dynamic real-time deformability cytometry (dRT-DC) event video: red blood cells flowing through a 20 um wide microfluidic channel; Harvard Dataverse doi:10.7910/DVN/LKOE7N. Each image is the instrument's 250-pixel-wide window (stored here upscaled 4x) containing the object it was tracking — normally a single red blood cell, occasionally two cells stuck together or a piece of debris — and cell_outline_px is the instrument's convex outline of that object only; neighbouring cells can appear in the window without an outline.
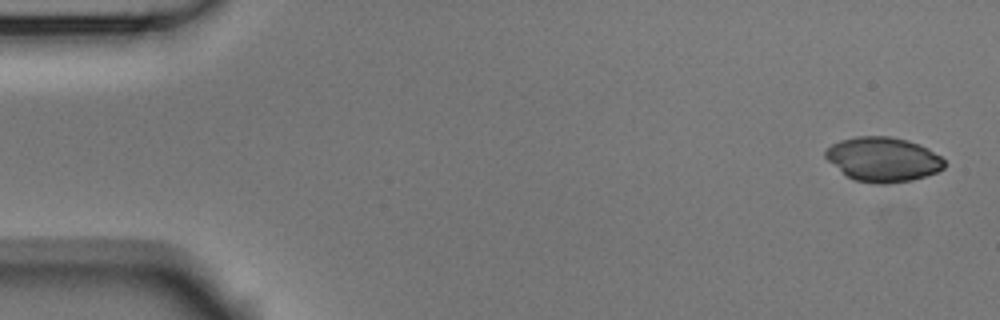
{"species": "Egyptian fruit bat (a non-hibernating species)", "species_latin": "Rousettus aegyptiacus", "temperature_condition": "room temperature", "stored_images_in_passage": 6, "camera_frame_rate_fps": 3000, "um_per_image_px": 0.085, "animal": {"sex": "male"}, "frame": {"image": 1, "passage_image": 1, "time_ms": 0.0, "image_size_px": [1000, 320], "cell_outline_px": [[944, 168], [936, 172], [912, 180], [884, 184], [876, 184], [856, 180], [848, 176], [828, 160], [824, 156], [824, 152], [832, 144], [840, 140], [856, 136], [888, 136], [908, 140], [928, 148], [940, 156], [944, 160]], "centroid_in_image_um": [75.06, 13.54], "position_along_channel_um": 9.9, "area_um2": 30.58}}
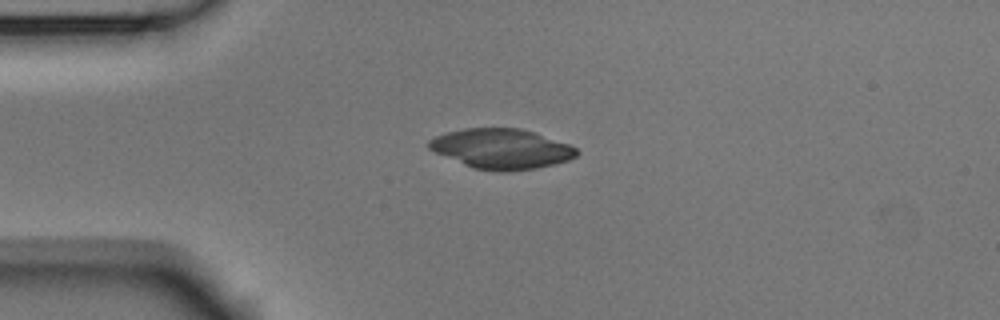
{"frame": {"image": 2, "passage_image": 4, "time_ms": 1.0, "image_size_px": [1000, 320], "cell_outline_px": [[580, 152], [576, 156], [568, 160], [536, 168], [508, 172], [504, 172], [472, 168], [436, 152], [428, 148], [428, 140], [436, 136], [448, 132], [464, 128], [520, 128], [568, 144], [576, 148]], "centroid_in_image_um": [42.61, 12.65], "position_along_channel_um": 42.4, "area_um2": 34.1}}